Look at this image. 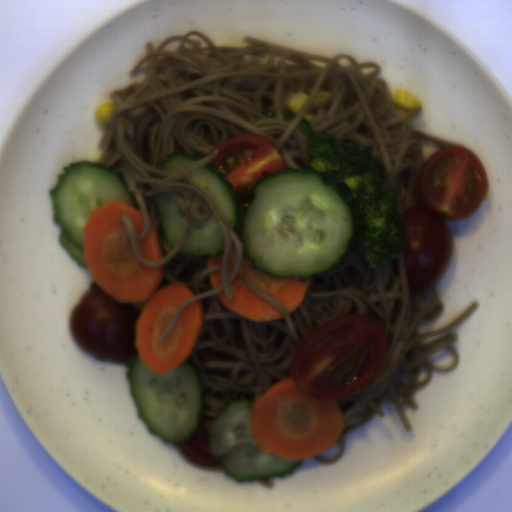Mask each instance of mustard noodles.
I'll return each mask as SVG.
<instances>
[{
	"mask_svg": "<svg viewBox=\"0 0 512 512\" xmlns=\"http://www.w3.org/2000/svg\"><path fill=\"white\" fill-rule=\"evenodd\" d=\"M199 34L209 45L200 46L188 35ZM182 39L176 52L162 49L168 42ZM248 45L216 46L205 34L189 31L171 36L154 48L146 42V53L129 73H137L145 63L143 82L128 84L111 91L115 103L111 122L102 134L96 163L120 173L127 189L136 200L144 227L140 235L127 214L120 219L130 237L137 259L150 268L163 266L162 281L157 289L182 283L194 294L183 303L158 339H167L185 307L200 300L202 325L196 343L185 359L195 369L202 382L204 411L201 417L216 418L230 398L247 395L256 402L271 387L292 378L290 365L306 337L320 324L350 314L366 315L377 320L387 335L385 360L372 381L356 394L335 399L344 420L338 455L322 460L312 455L318 464L338 461L346 444L344 436L370 421L388 399L406 429L411 431L404 405L413 411L419 407L412 401L415 391L424 388L432 371L446 372L458 365L459 355L452 344L457 334L444 335L429 344L423 340L443 335L466 320L478 307L472 305L444 327L419 333L422 321L440 316L443 304L434 287L433 299L419 304V293L410 294L403 250L392 261L368 268L362 251L350 253L331 271L310 276L311 281L300 305L291 313L269 293L239 272L245 247L227 218L208 192L187 177L204 168L219 155L213 148L239 133L259 134L269 139L281 154L286 168L310 167L312 153L298 125L305 113H316L310 122L311 131L329 133L337 139L365 146L382 167L380 184L384 189L398 192L397 206L402 217L410 206H420L418 182L426 163L422 140L441 146L459 145L438 136L409 129L405 119L416 117L423 110L409 111L391 99V91L378 63H359L348 54L325 57L298 51L273 42L244 36ZM270 56L263 66L259 61L245 64L243 56ZM348 57L352 65L342 66L338 60ZM312 60L327 62L317 67ZM375 67L371 75L359 69ZM330 92L323 103L312 104L316 91ZM293 92L307 94L308 99L294 121L286 123L282 112L288 111L286 100ZM258 108L276 111L275 118H264ZM296 114V113H295ZM307 120V119H306ZM183 151L198 155L201 160L180 170L168 173L158 169L167 154ZM213 150V151H212ZM212 151V152H211ZM211 152V153H210ZM162 194L182 209L187 217V230L182 240L169 249L152 197ZM211 212L218 218L224 234V259L221 265L208 269V257L178 256L190 229L191 216L206 219ZM151 219L160 242L162 260L151 262L139 255L140 240L146 237ZM232 242L236 243L237 260L228 262ZM221 270L222 285L211 288L208 273ZM244 281L260 297L279 308L284 316L276 321L257 322L234 314L219 301L217 294L225 289L231 298L230 283L235 276ZM156 291V292H157ZM221 320L227 336L218 338L214 320ZM232 319H239L246 350L235 348ZM214 348L239 357L240 362H200L195 351ZM452 350V367L431 366L428 357L442 348ZM424 365L428 374L424 382H416L419 368Z\"/></svg>",
	"mask_w": 512,
	"mask_h": 512,
	"instance_id": "mustard-noodles-1",
	"label": "mustard noodles"
},
{
	"mask_svg": "<svg viewBox=\"0 0 512 512\" xmlns=\"http://www.w3.org/2000/svg\"><path fill=\"white\" fill-rule=\"evenodd\" d=\"M175 446V448L178 450V452L181 454V456L186 460L188 461L191 465L201 469V470H204V471H208V472H221V471H225V469L223 468V466H219L217 468H207V467H204V466H201L199 464H196L194 461H192L187 455L186 453L182 450L180 444H173Z\"/></svg>",
	"mask_w": 512,
	"mask_h": 512,
	"instance_id": "mustard-noodles-2",
	"label": "mustard noodles"
},
{
	"mask_svg": "<svg viewBox=\"0 0 512 512\" xmlns=\"http://www.w3.org/2000/svg\"><path fill=\"white\" fill-rule=\"evenodd\" d=\"M258 482L262 485V486H265L267 488H269L270 490L272 488H274V483L273 481L270 479V478H260V479H257Z\"/></svg>",
	"mask_w": 512,
	"mask_h": 512,
	"instance_id": "mustard-noodles-3",
	"label": "mustard noodles"
},
{
	"mask_svg": "<svg viewBox=\"0 0 512 512\" xmlns=\"http://www.w3.org/2000/svg\"><path fill=\"white\" fill-rule=\"evenodd\" d=\"M146 302L147 301L145 300V301L129 302V303L132 304L135 308H137L141 312L143 307L145 306Z\"/></svg>",
	"mask_w": 512,
	"mask_h": 512,
	"instance_id": "mustard-noodles-4",
	"label": "mustard noodles"
}]
</instances>
